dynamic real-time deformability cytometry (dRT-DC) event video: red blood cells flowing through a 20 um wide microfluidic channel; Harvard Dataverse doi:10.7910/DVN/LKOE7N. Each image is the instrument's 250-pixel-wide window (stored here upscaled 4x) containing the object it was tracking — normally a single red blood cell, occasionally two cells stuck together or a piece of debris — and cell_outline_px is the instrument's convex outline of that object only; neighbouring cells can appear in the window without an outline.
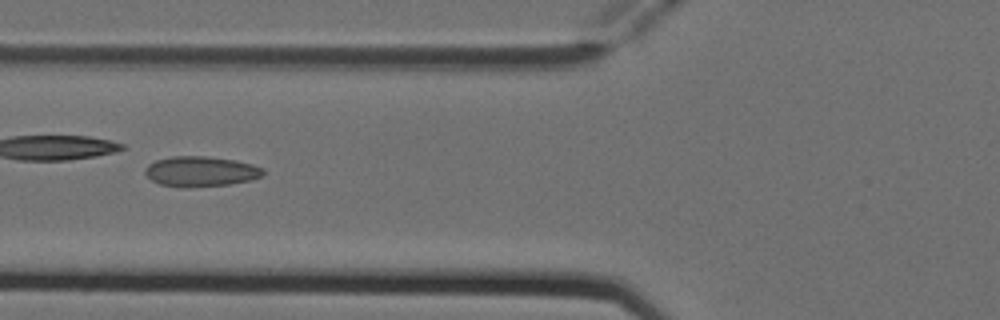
{"species": "Egyptian fruit bat (a non-hibernating species)", "species_latin": "Rousettus aegyptiacus", "temperature_condition": "cold", "stored_images_in_passage": 5, "camera_frame_rate_fps": 3000, "um_per_image_px": 0.085, "animal": {"sex": "female"}, "frame": {"image": 1, "passage_image": 5, "time_ms": 1.333, "image_size_px": [1000, 320], "cell_outline_px": [[264, 176], [252, 180], [228, 184], [188, 188], [184, 188], [160, 184], [152, 180], [144, 172], [144, 168], [148, 164], [156, 160], [172, 156], [204, 156], [236, 160], [252, 164], [264, 168]], "centroid_in_image_um": [17.08, 14.57], "position_along_channel_um": 108.7, "area_um2": 20.98}}